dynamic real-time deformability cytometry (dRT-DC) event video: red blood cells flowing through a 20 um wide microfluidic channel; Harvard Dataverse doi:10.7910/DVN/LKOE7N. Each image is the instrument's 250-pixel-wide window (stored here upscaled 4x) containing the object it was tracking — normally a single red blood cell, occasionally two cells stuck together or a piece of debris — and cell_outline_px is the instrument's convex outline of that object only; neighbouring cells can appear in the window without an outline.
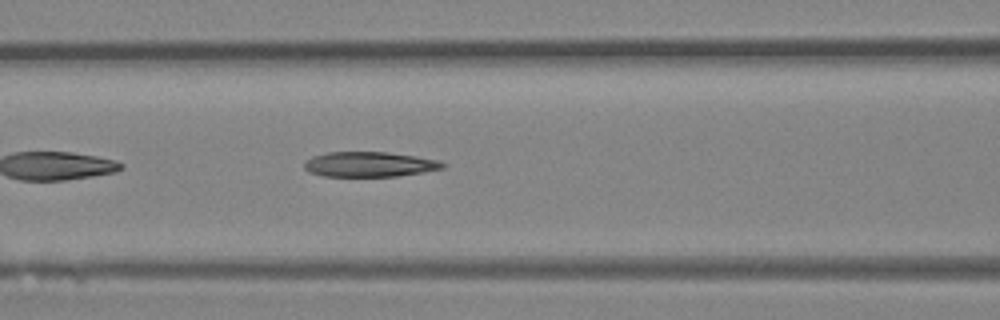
{"species": "Egyptian fruit bat (a non-hibernating species)", "species_latin": "Rousettus aegyptiacus", "temperature_condition": "room temperature", "stored_images_in_passage": 37, "camera_frame_rate_fps": 3000, "um_per_image_px": 0.085, "animal": {"sex": "female"}, "frame": {"image": 1, "passage_image": 19, "time_ms": 6.0, "image_size_px": [1000, 320], "cell_outline_px": [[444, 168], [424, 172], [396, 176], [324, 176], [308, 172], [304, 168], [304, 164], [312, 156], [328, 152], [384, 152], [416, 156], [440, 160], [444, 164]], "centroid_in_image_um": [31.4, 13.97], "position_along_channel_um": 135.2, "area_um2": 20.11}}
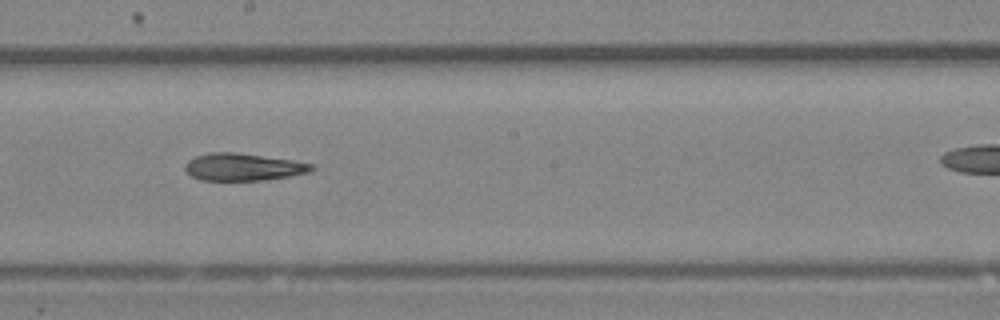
{"frame": {"image": 2, "passage_image": 25, "time_ms": 8.0, "image_size_px": [1000, 320], "cell_outline_px": [[316, 168], [312, 172], [264, 180], [200, 180], [192, 176], [184, 168], [184, 164], [188, 160], [196, 156], [212, 152], [236, 152], [292, 160], [312, 164]], "centroid_in_image_um": [20.67, 14.19], "position_along_channel_um": 227.5, "area_um2": 20.11}}
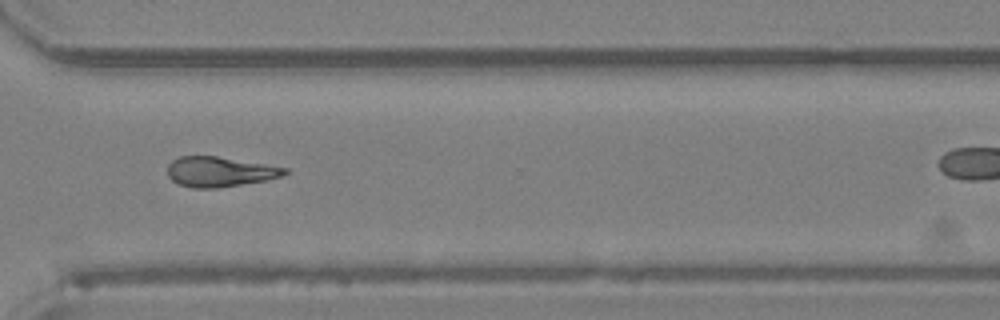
{"frame": {"image": 3, "passage_image": 33, "time_ms": 10.667, "image_size_px": [1000, 320], "cell_outline_px": [[288, 172], [284, 176], [268, 180], [216, 188], [192, 188], [180, 184], [172, 180], [168, 176], [168, 164], [172, 160], [180, 156], [216, 156], [288, 168]], "centroid_in_image_um": [18.69, 14.6], "position_along_channel_um": 351.9, "area_um2": 20.46}}